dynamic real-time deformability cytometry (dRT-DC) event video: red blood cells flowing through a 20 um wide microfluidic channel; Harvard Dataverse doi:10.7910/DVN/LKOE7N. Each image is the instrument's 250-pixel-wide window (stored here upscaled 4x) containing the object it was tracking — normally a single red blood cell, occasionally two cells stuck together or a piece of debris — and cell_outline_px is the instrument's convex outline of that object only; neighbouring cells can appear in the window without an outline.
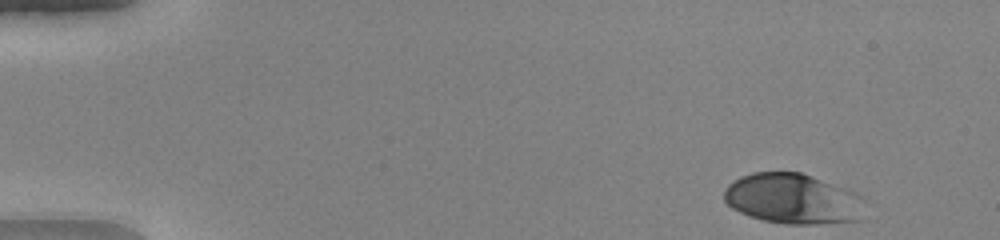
{"species": "human", "species_latin": "Homo sapiens", "temperature_condition": "warm", "stored_images_in_passage": 46, "camera_frame_rate_fps": 3000, "um_per_image_px": 0.085, "donor": {"sex": "female"}, "frame": {"image": 1, "passage_image": 1, "time_ms": 0.0, "image_size_px": [1000, 240], "cell_outline_px": [[864, 220], [816, 224], [784, 224], [764, 220], [748, 216], [732, 208], [724, 200], [724, 192], [728, 184], [732, 180], [740, 176], [752, 172], [800, 172], [856, 192], [864, 200]], "centroid_in_image_um": [67.41, 16.91], "position_along_channel_um": 17.6, "area_um2": 41.67}}
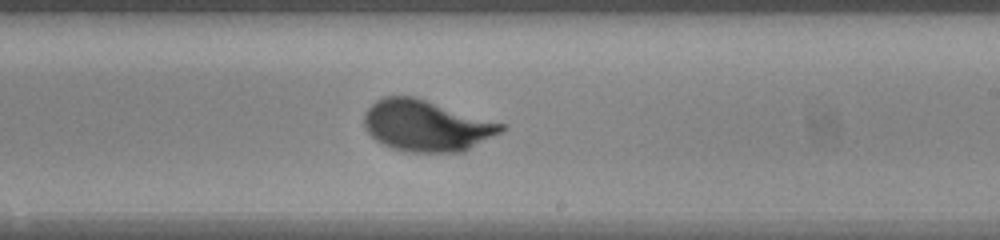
{"frame": {"image": 2, "passage_image": 27, "time_ms": 8.667, "image_size_px": [1000, 240], "cell_outline_px": [[504, 128], [500, 132], [464, 152], [404, 152], [392, 148], [376, 140], [364, 128], [364, 112], [376, 100], [384, 96], [416, 96], [504, 124]], "centroid_in_image_um": [36.21, 10.68], "position_along_channel_um": 252.8, "area_um2": 40.86}}
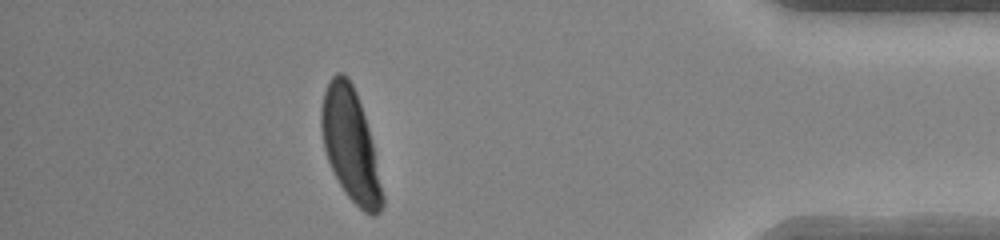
{"frame": {"image": 3, "passage_image": 41, "time_ms": 13.333, "image_size_px": [1000, 240], "cell_outline_px": [[384, 204], [380, 212], [376, 216], [372, 216], [364, 212], [348, 196], [340, 184], [328, 160], [324, 148], [320, 128], [320, 108], [324, 92], [328, 80], [336, 72], [344, 72], [348, 76], [356, 92], [368, 128], [372, 144], [384, 196]], "centroid_in_image_um": [29.77, 12.29], "position_along_channel_um": 405.4, "area_um2": 39.59}, "authors_computed_cell_mechanics": {"area_um2": 40.3444, "velocity_mm_per_s": 4.1051, "shape_relaxation_time_tau1_ms": 2.2397, "shape_relaxation_time_tau2_ms": null, "deformation_change_tau1": 0.1725, "deformation_change_tau2": null}}